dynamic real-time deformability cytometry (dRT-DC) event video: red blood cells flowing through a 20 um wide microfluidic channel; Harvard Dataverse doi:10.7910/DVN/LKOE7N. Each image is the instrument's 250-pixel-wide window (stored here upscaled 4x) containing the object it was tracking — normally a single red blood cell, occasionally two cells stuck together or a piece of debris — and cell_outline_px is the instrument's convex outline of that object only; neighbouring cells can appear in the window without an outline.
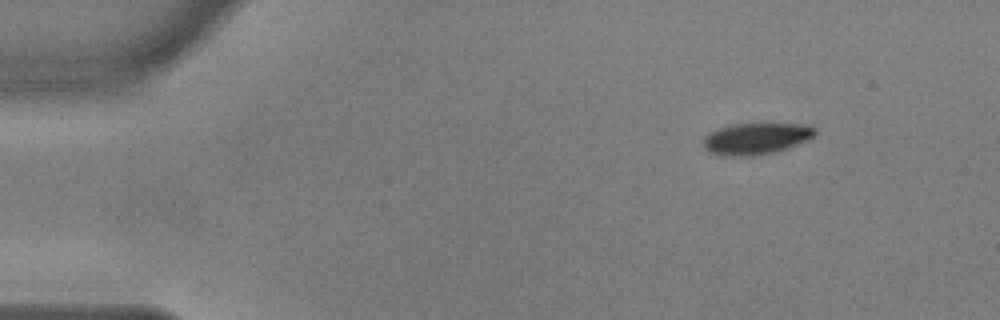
{"species": "common noctule bat (a hibernating species)", "species_latin": "Nyctalus noctula", "temperature_condition": "warm", "stored_images_in_passage": 50, "camera_frame_rate_fps": 3000, "um_per_image_px": 0.085, "animal": {"sex": "male", "body_mass_g": 17.9, "forearm_length_mm": 54.2}, "frame": {"image": 1, "passage_image": 1, "time_ms": 0.0, "image_size_px": [1000, 320], "cell_outline_px": [[816, 136], [808, 140], [772, 152], [740, 156], [712, 152], [704, 148], [704, 136], [708, 132], [732, 124], [796, 124], [816, 128]], "centroid_in_image_um": [64.27, 11.75], "position_along_channel_um": 20.7, "area_um2": 19.77}}
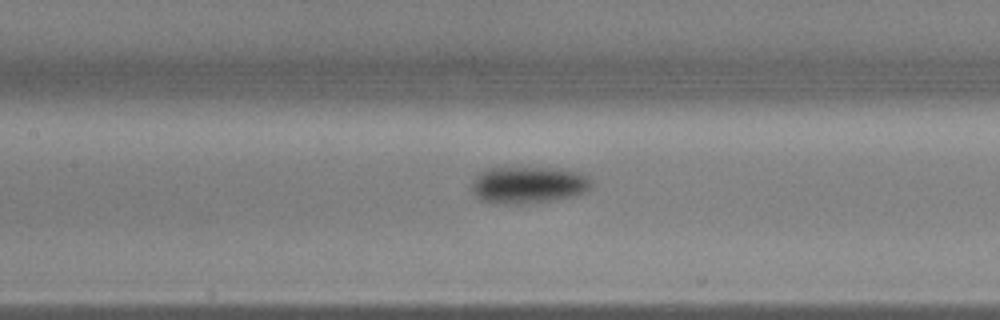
{"frame": {"image": 2, "passage_image": 20, "time_ms": 6.333, "image_size_px": [1000, 320], "cell_outline_px": [[592, 188], [588, 192], [576, 196], [528, 204], [492, 204], [480, 200], [472, 192], [472, 184], [476, 176], [480, 172], [488, 168], [556, 168], [576, 172], [588, 176], [592, 180]], "centroid_in_image_um": [44.93, 15.74], "position_along_channel_um": 162.5, "area_um2": 26.18}}
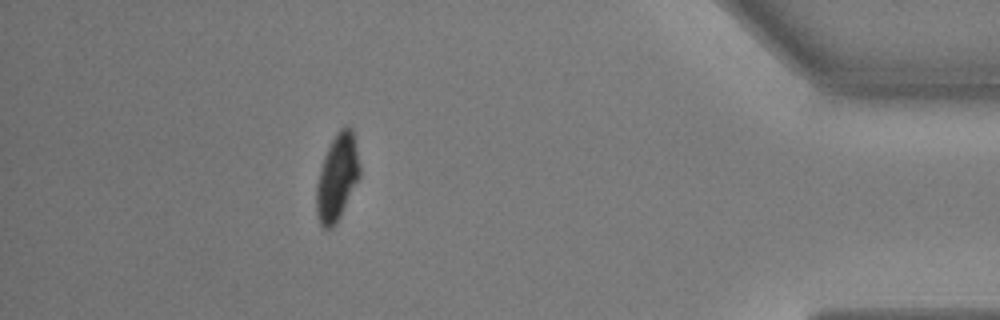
{"frame": {"image": 3, "passage_image": 44, "time_ms": 14.333, "image_size_px": [1000, 320], "cell_outline_px": [[360, 176], [336, 224], [332, 228], [324, 228], [320, 224], [316, 216], [316, 184], [320, 168], [324, 156], [336, 132], [344, 124], [352, 128], [360, 168]], "centroid_in_image_um": [28.64, 15.08], "position_along_channel_um": 406.6, "area_um2": 21.79}, "authors_computed_cell_mechanics": {"area_um2": 23.3223, "velocity_mm_per_s": 3.6373, "shape_relaxation_time_tau1_ms": 3.7463, "shape_relaxation_time_tau2_ms": 0.985, "deformation_change_tau1": 0.1792, "deformation_change_tau2": 0.0395}}